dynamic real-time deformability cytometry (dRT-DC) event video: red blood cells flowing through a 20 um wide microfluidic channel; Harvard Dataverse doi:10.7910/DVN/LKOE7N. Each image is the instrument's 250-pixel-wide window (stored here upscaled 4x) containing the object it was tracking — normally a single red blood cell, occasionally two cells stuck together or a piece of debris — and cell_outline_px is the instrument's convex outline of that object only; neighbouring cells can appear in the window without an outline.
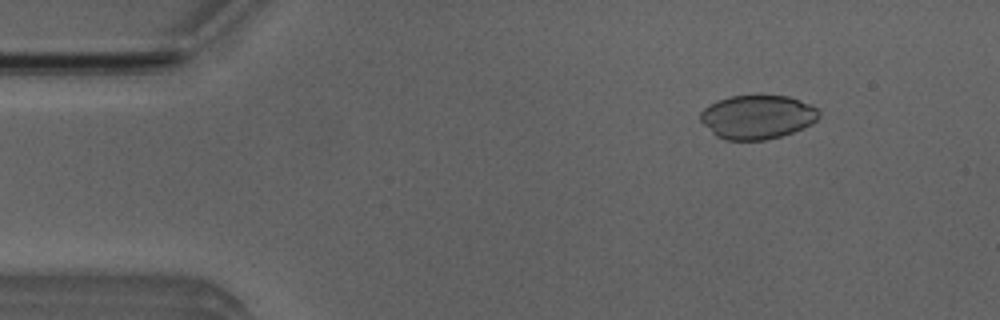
{"species": "Egyptian fruit bat (a non-hibernating species)", "species_latin": "Rousettus aegyptiacus", "temperature_condition": "room temperature", "stored_images_in_passage": 46, "camera_frame_rate_fps": 3000, "um_per_image_px": 0.085, "animal": {"sex": "male"}, "frame": {"image": 1, "passage_image": 6, "time_ms": 1.667, "image_size_px": [1000, 320], "cell_outline_px": [[820, 116], [816, 120], [792, 132], [780, 136], [764, 140], [724, 140], [716, 136], [700, 120], [700, 112], [704, 108], [716, 100], [728, 96], [788, 96], [800, 100], [816, 108], [820, 112]], "centroid_in_image_um": [64.33, 9.94], "position_along_channel_um": 20.7, "area_um2": 30.06}}
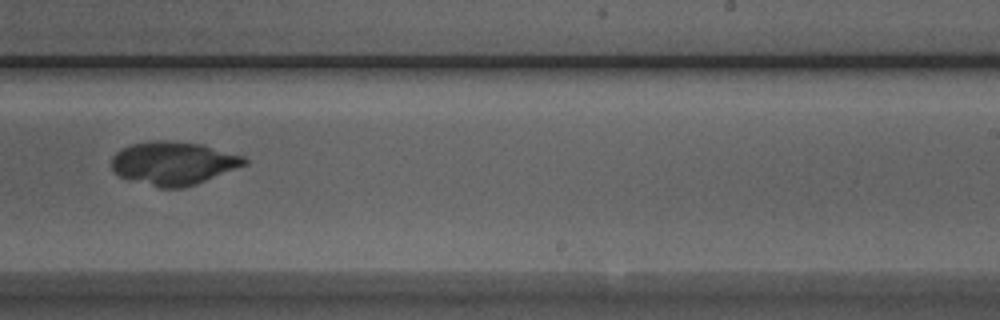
{"frame": {"image": 2, "passage_image": 31, "time_ms": 10.0, "image_size_px": [1000, 320], "cell_outline_px": [[248, 164], [196, 184], [184, 188], [160, 188], [120, 176], [112, 172], [112, 156], [116, 152], [132, 144], [152, 140], [168, 140], [200, 144], [244, 156], [248, 160]], "centroid_in_image_um": [14.75, 13.87], "position_along_channel_um": 274.3, "area_um2": 33.41}}
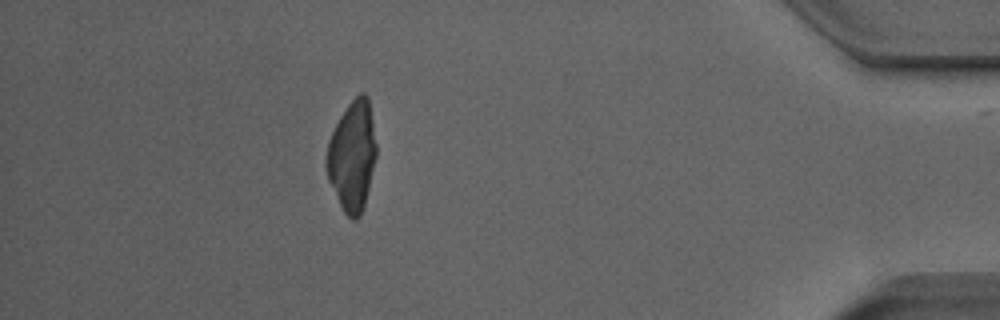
{"frame": {"image": 3, "passage_image": 45, "time_ms": 14.667, "image_size_px": [1000, 320], "cell_outline_px": [[376, 156], [364, 204], [360, 216], [356, 220], [352, 220], [344, 212], [328, 180], [324, 168], [324, 164], [328, 140], [340, 116], [348, 104], [360, 92], [364, 92], [368, 96], [376, 144]], "centroid_in_image_um": [29.91, 13.24], "position_along_channel_um": 405.3, "area_um2": 31.85}}